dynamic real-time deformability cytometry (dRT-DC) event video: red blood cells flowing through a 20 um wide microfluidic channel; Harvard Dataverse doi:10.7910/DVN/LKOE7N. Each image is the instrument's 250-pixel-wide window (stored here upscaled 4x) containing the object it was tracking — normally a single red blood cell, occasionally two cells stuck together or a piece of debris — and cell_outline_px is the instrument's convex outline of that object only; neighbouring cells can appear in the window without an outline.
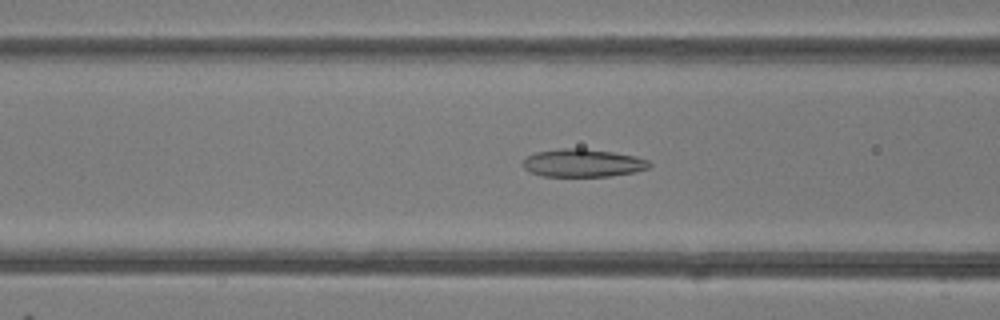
{"species": "common noctule bat (a hibernating species)", "species_latin": "Nyctalus noctula", "temperature_condition": "room temperature", "stored_images_in_passage": 48, "camera_frame_rate_fps": 3000, "um_per_image_px": 0.085, "animal": {"sex": "female"}, "frame": {"image": 1, "passage_image": 19, "time_ms": 6.0, "image_size_px": [1000, 320], "cell_outline_px": [[652, 164], [648, 168], [632, 172], [608, 176], [544, 176], [528, 172], [520, 164], [528, 156], [536, 152], [560, 148], [584, 148], [612, 152], [636, 156], [648, 160]], "centroid_in_image_um": [49.5, 13.85], "position_along_channel_um": 117.1, "area_um2": 20.58}}
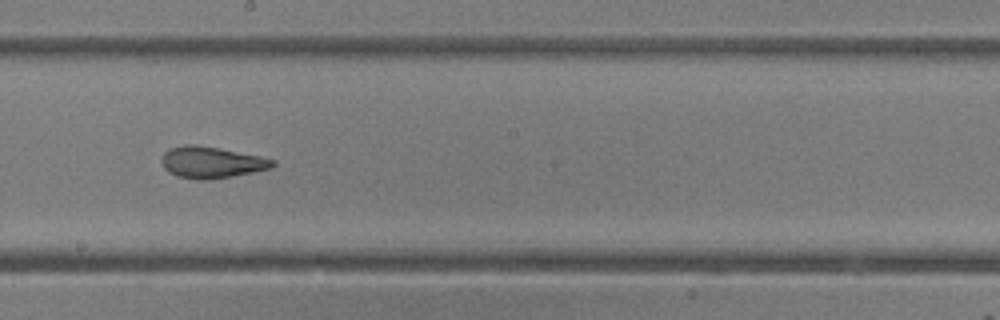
{"frame": {"image": 2, "passage_image": 27, "time_ms": 8.667, "image_size_px": [1000, 320], "cell_outline_px": [[276, 164], [272, 168], [232, 176], [208, 180], [196, 180], [176, 176], [168, 172], [164, 168], [160, 160], [164, 152], [168, 148], [188, 144], [196, 144], [220, 148], [260, 156], [276, 160]], "centroid_in_image_um": [17.95, 13.8], "position_along_channel_um": 230.2, "area_um2": 20.63}}
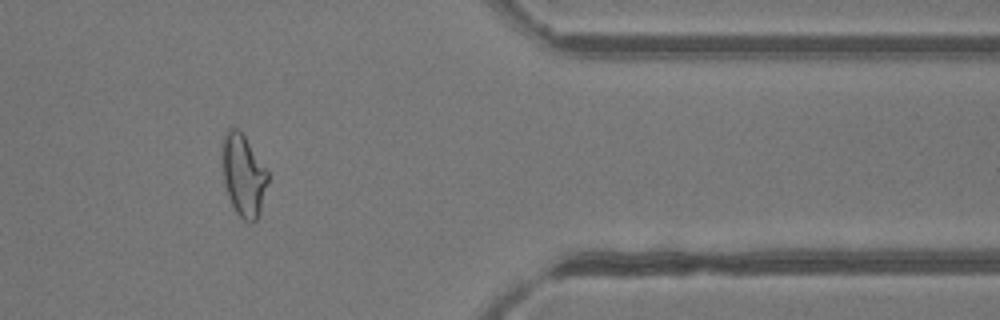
{"frame": {"image": 3, "passage_image": 40, "time_ms": 13.0, "image_size_px": [1000, 320], "cell_outline_px": [[268, 180], [260, 212], [256, 220], [252, 224], [248, 224], [236, 212], [228, 196], [224, 184], [224, 136], [228, 128], [236, 128], [244, 136], [268, 172]], "centroid_in_image_um": [20.72, 14.97], "position_along_channel_um": 390.7, "area_um2": 21.1}, "authors_computed_cell_mechanics": {"area_um2": 21.8773, "velocity_mm_per_s": 4.2309, "shape_relaxation_time_tau1_ms": null, "shape_relaxation_time_tau2_ms": 1.0713, "deformation_change_tau1": null, "deformation_change_tau2": 0.092}}